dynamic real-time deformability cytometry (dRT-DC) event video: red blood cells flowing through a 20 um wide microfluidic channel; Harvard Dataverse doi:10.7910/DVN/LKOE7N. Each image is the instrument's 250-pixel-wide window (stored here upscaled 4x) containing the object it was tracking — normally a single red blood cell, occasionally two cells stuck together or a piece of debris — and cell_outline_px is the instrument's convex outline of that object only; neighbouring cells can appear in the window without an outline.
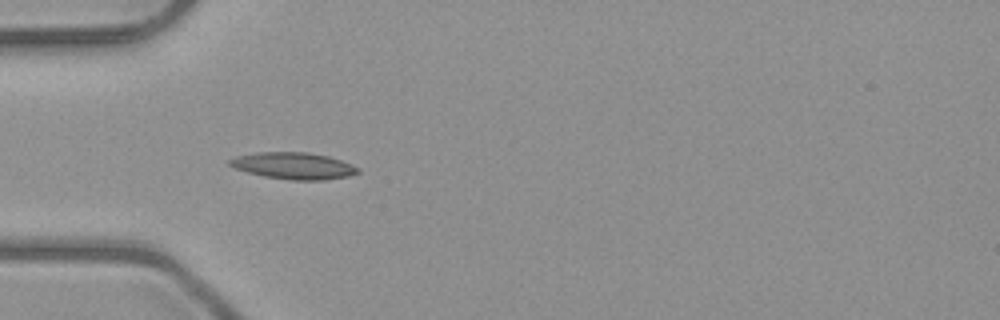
{"species": "common noctule bat (a hibernating species)", "species_latin": "Nyctalus noctula", "temperature_condition": "room temperature", "stored_images_in_passage": 36, "camera_frame_rate_fps": 3000, "um_per_image_px": 0.085, "animal": {"sex": "male", "body_mass_g": 23.1, "forearm_length_mm": 52.7}, "frame": {"image": 1, "passage_image": 6, "time_ms": 1.667, "image_size_px": [1000, 320], "cell_outline_px": [[360, 172], [348, 176], [324, 180], [292, 180], [264, 176], [248, 172], [236, 168], [228, 164], [228, 160], [236, 156], [256, 152], [308, 152], [328, 156], [352, 164], [360, 168]], "centroid_in_image_um": [24.97, 14.08], "position_along_channel_um": 60.0, "area_um2": 19.94}}
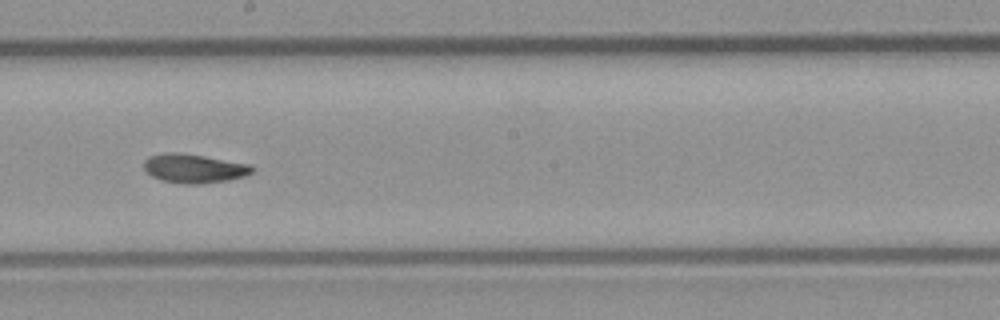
{"frame": {"image": 2, "passage_image": 19, "time_ms": 6.0, "image_size_px": [1000, 320], "cell_outline_px": [[256, 168], [252, 172], [244, 176], [228, 180], [204, 184], [184, 184], [160, 180], [144, 172], [144, 160], [148, 156], [164, 152], [180, 152], [204, 156], [248, 164]], "centroid_in_image_um": [16.44, 14.32], "position_along_channel_um": 231.8, "area_um2": 18.5}}
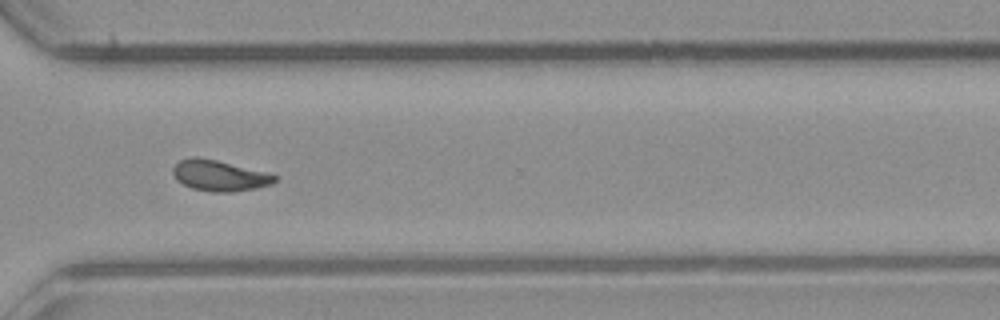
{"frame": {"image": 3, "passage_image": 28, "time_ms": 9.0, "image_size_px": [1000, 320], "cell_outline_px": [[276, 180], [272, 184], [256, 188], [232, 192], [212, 192], [192, 188], [176, 180], [172, 172], [172, 168], [180, 160], [192, 156], [196, 156], [216, 160], [268, 172], [276, 176]], "centroid_in_image_um": [18.64, 14.92], "position_along_channel_um": 352.0, "area_um2": 18.32}, "authors_computed_cell_mechanics": {"area_um2": 18.1203, "velocity_mm_per_s": 4.022, "shape_relaxation_time_tau1_ms": 7.7381, "shape_relaxation_time_tau2_ms": 4.2856, "deformation_change_tau1": 0.1884, "deformation_change_tau2": 0.1009}}